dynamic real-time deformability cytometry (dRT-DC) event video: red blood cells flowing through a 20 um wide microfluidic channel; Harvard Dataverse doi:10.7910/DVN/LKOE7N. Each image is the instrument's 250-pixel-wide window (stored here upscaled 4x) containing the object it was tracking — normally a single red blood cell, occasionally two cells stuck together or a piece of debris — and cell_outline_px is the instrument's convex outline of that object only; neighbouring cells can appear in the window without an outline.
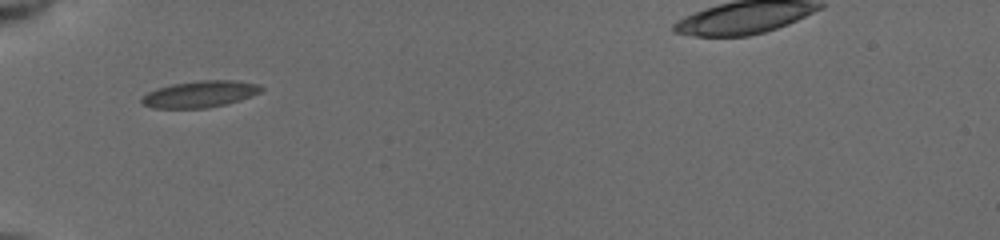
{"species": "common noctule bat (a hibernating species)", "species_latin": "Nyctalus noctula", "temperature_condition": "cold", "stored_images_in_passage": 33, "camera_frame_rate_fps": 3000, "um_per_image_px": 0.085, "animal": {"sex": "female", "body_mass_g": 19.5, "forearm_length_mm": 54.1}, "frame": {"image": 1, "passage_image": 1, "time_ms": 0.0, "image_size_px": [1000, 240], "cell_outline_px": [[264, 88], [260, 92], [224, 104], [204, 108], [152, 108], [144, 104], [140, 100], [148, 92], [156, 88], [172, 84], [200, 80], [236, 80], [260, 84]], "centroid_in_image_um": [16.98, 7.98], "position_along_channel_um": 68.0, "area_um2": 18.26}}
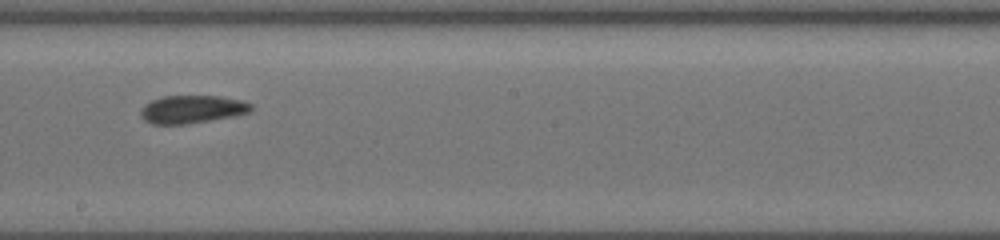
{"frame": {"image": 2, "passage_image": 18, "time_ms": 4.333, "image_size_px": [1000, 240], "cell_outline_px": [[252, 112], [232, 116], [184, 124], [152, 124], [144, 120], [140, 116], [140, 112], [144, 104], [152, 100], [164, 96], [220, 96], [240, 100], [252, 104]], "centroid_in_image_um": [16.3, 9.28], "position_along_channel_um": 231.9, "area_um2": 17.86}}
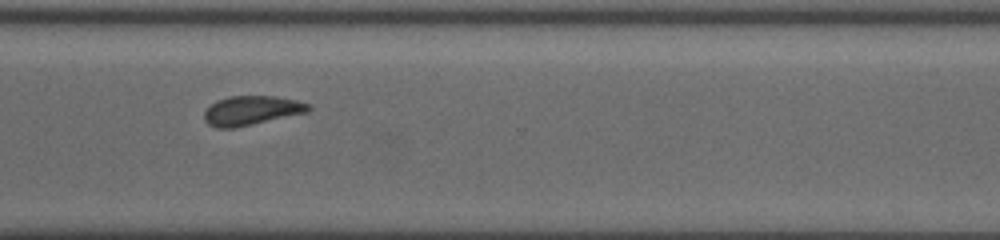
{"frame": {"image": 3, "passage_image": 32, "time_ms": 7.333, "image_size_px": [1000, 240], "cell_outline_px": [[312, 108], [308, 112], [252, 124], [232, 128], [216, 128], [208, 124], [204, 120], [204, 112], [216, 100], [228, 96], [276, 96], [296, 100], [308, 104]], "centroid_in_image_um": [21.36, 9.38], "position_along_channel_um": 349.2, "area_um2": 17.69}}